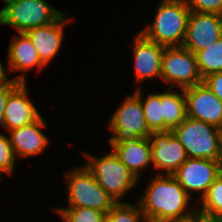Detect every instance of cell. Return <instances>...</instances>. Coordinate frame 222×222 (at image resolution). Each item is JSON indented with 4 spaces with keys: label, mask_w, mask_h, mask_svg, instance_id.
I'll return each mask as SVG.
<instances>
[{
    "label": "cell",
    "mask_w": 222,
    "mask_h": 222,
    "mask_svg": "<svg viewBox=\"0 0 222 222\" xmlns=\"http://www.w3.org/2000/svg\"><path fill=\"white\" fill-rule=\"evenodd\" d=\"M190 12L185 0H161L152 24L143 28L141 33L165 47L182 46Z\"/></svg>",
    "instance_id": "obj_2"
},
{
    "label": "cell",
    "mask_w": 222,
    "mask_h": 222,
    "mask_svg": "<svg viewBox=\"0 0 222 222\" xmlns=\"http://www.w3.org/2000/svg\"><path fill=\"white\" fill-rule=\"evenodd\" d=\"M112 133L109 143L149 138L152 133L146 124L140 98L134 93L127 96L109 121Z\"/></svg>",
    "instance_id": "obj_7"
},
{
    "label": "cell",
    "mask_w": 222,
    "mask_h": 222,
    "mask_svg": "<svg viewBox=\"0 0 222 222\" xmlns=\"http://www.w3.org/2000/svg\"><path fill=\"white\" fill-rule=\"evenodd\" d=\"M63 222H104L106 214L86 207L54 208Z\"/></svg>",
    "instance_id": "obj_24"
},
{
    "label": "cell",
    "mask_w": 222,
    "mask_h": 222,
    "mask_svg": "<svg viewBox=\"0 0 222 222\" xmlns=\"http://www.w3.org/2000/svg\"><path fill=\"white\" fill-rule=\"evenodd\" d=\"M110 151L98 158L85 153L84 156L88 158L85 167L92 173L97 183L118 203L139 180L115 153Z\"/></svg>",
    "instance_id": "obj_4"
},
{
    "label": "cell",
    "mask_w": 222,
    "mask_h": 222,
    "mask_svg": "<svg viewBox=\"0 0 222 222\" xmlns=\"http://www.w3.org/2000/svg\"><path fill=\"white\" fill-rule=\"evenodd\" d=\"M186 99V115L222 130V101L204 82L183 89Z\"/></svg>",
    "instance_id": "obj_10"
},
{
    "label": "cell",
    "mask_w": 222,
    "mask_h": 222,
    "mask_svg": "<svg viewBox=\"0 0 222 222\" xmlns=\"http://www.w3.org/2000/svg\"><path fill=\"white\" fill-rule=\"evenodd\" d=\"M183 145L188 158L222 160V130L186 116L172 130Z\"/></svg>",
    "instance_id": "obj_3"
},
{
    "label": "cell",
    "mask_w": 222,
    "mask_h": 222,
    "mask_svg": "<svg viewBox=\"0 0 222 222\" xmlns=\"http://www.w3.org/2000/svg\"><path fill=\"white\" fill-rule=\"evenodd\" d=\"M222 172V160L188 158L172 175L191 197L200 192V199Z\"/></svg>",
    "instance_id": "obj_9"
},
{
    "label": "cell",
    "mask_w": 222,
    "mask_h": 222,
    "mask_svg": "<svg viewBox=\"0 0 222 222\" xmlns=\"http://www.w3.org/2000/svg\"><path fill=\"white\" fill-rule=\"evenodd\" d=\"M10 80L11 79H8L7 71L0 61V86L7 84Z\"/></svg>",
    "instance_id": "obj_29"
},
{
    "label": "cell",
    "mask_w": 222,
    "mask_h": 222,
    "mask_svg": "<svg viewBox=\"0 0 222 222\" xmlns=\"http://www.w3.org/2000/svg\"><path fill=\"white\" fill-rule=\"evenodd\" d=\"M132 54L134 69L138 83L150 79L161 78V65L164 47L148 40L141 32L133 37Z\"/></svg>",
    "instance_id": "obj_13"
},
{
    "label": "cell",
    "mask_w": 222,
    "mask_h": 222,
    "mask_svg": "<svg viewBox=\"0 0 222 222\" xmlns=\"http://www.w3.org/2000/svg\"><path fill=\"white\" fill-rule=\"evenodd\" d=\"M161 79L165 83L179 86L180 89L203 82L196 55L183 46L164 47Z\"/></svg>",
    "instance_id": "obj_8"
},
{
    "label": "cell",
    "mask_w": 222,
    "mask_h": 222,
    "mask_svg": "<svg viewBox=\"0 0 222 222\" xmlns=\"http://www.w3.org/2000/svg\"><path fill=\"white\" fill-rule=\"evenodd\" d=\"M141 91L142 90L138 87L135 94L141 100L148 129L151 132L165 131V123L161 105V93H151L143 98Z\"/></svg>",
    "instance_id": "obj_20"
},
{
    "label": "cell",
    "mask_w": 222,
    "mask_h": 222,
    "mask_svg": "<svg viewBox=\"0 0 222 222\" xmlns=\"http://www.w3.org/2000/svg\"><path fill=\"white\" fill-rule=\"evenodd\" d=\"M65 174L67 207L92 208L107 214L116 204L85 166L76 167Z\"/></svg>",
    "instance_id": "obj_5"
},
{
    "label": "cell",
    "mask_w": 222,
    "mask_h": 222,
    "mask_svg": "<svg viewBox=\"0 0 222 222\" xmlns=\"http://www.w3.org/2000/svg\"><path fill=\"white\" fill-rule=\"evenodd\" d=\"M8 137L0 134V170L10 175L15 168L16 156Z\"/></svg>",
    "instance_id": "obj_25"
},
{
    "label": "cell",
    "mask_w": 222,
    "mask_h": 222,
    "mask_svg": "<svg viewBox=\"0 0 222 222\" xmlns=\"http://www.w3.org/2000/svg\"><path fill=\"white\" fill-rule=\"evenodd\" d=\"M111 150L119 160L136 176L151 163V144L149 138L110 143Z\"/></svg>",
    "instance_id": "obj_17"
},
{
    "label": "cell",
    "mask_w": 222,
    "mask_h": 222,
    "mask_svg": "<svg viewBox=\"0 0 222 222\" xmlns=\"http://www.w3.org/2000/svg\"><path fill=\"white\" fill-rule=\"evenodd\" d=\"M63 13L55 22L29 29L25 32L36 48L40 60L47 66L59 52L64 36V26L68 22Z\"/></svg>",
    "instance_id": "obj_14"
},
{
    "label": "cell",
    "mask_w": 222,
    "mask_h": 222,
    "mask_svg": "<svg viewBox=\"0 0 222 222\" xmlns=\"http://www.w3.org/2000/svg\"><path fill=\"white\" fill-rule=\"evenodd\" d=\"M46 122L40 116L36 121L20 128L9 130L10 144L17 158L29 157L42 153L49 145L48 137L41 131Z\"/></svg>",
    "instance_id": "obj_16"
},
{
    "label": "cell",
    "mask_w": 222,
    "mask_h": 222,
    "mask_svg": "<svg viewBox=\"0 0 222 222\" xmlns=\"http://www.w3.org/2000/svg\"><path fill=\"white\" fill-rule=\"evenodd\" d=\"M203 82L222 101V71L209 74L203 78Z\"/></svg>",
    "instance_id": "obj_28"
},
{
    "label": "cell",
    "mask_w": 222,
    "mask_h": 222,
    "mask_svg": "<svg viewBox=\"0 0 222 222\" xmlns=\"http://www.w3.org/2000/svg\"><path fill=\"white\" fill-rule=\"evenodd\" d=\"M190 11L200 13H216L222 12V0H185Z\"/></svg>",
    "instance_id": "obj_26"
},
{
    "label": "cell",
    "mask_w": 222,
    "mask_h": 222,
    "mask_svg": "<svg viewBox=\"0 0 222 222\" xmlns=\"http://www.w3.org/2000/svg\"><path fill=\"white\" fill-rule=\"evenodd\" d=\"M8 67L10 72L29 71L34 67L41 71L46 65L40 60L36 48L25 33H18L8 46Z\"/></svg>",
    "instance_id": "obj_18"
},
{
    "label": "cell",
    "mask_w": 222,
    "mask_h": 222,
    "mask_svg": "<svg viewBox=\"0 0 222 222\" xmlns=\"http://www.w3.org/2000/svg\"><path fill=\"white\" fill-rule=\"evenodd\" d=\"M173 88L175 87L171 85L169 87V91L161 92V105L165 131H172L180 125L187 116L184 91L181 89L182 93H177V91L173 90Z\"/></svg>",
    "instance_id": "obj_19"
},
{
    "label": "cell",
    "mask_w": 222,
    "mask_h": 222,
    "mask_svg": "<svg viewBox=\"0 0 222 222\" xmlns=\"http://www.w3.org/2000/svg\"><path fill=\"white\" fill-rule=\"evenodd\" d=\"M2 173H3V172L0 170V179H2V177H1Z\"/></svg>",
    "instance_id": "obj_34"
},
{
    "label": "cell",
    "mask_w": 222,
    "mask_h": 222,
    "mask_svg": "<svg viewBox=\"0 0 222 222\" xmlns=\"http://www.w3.org/2000/svg\"><path fill=\"white\" fill-rule=\"evenodd\" d=\"M3 25L13 27L18 33L55 22L63 12L45 0H2Z\"/></svg>",
    "instance_id": "obj_6"
},
{
    "label": "cell",
    "mask_w": 222,
    "mask_h": 222,
    "mask_svg": "<svg viewBox=\"0 0 222 222\" xmlns=\"http://www.w3.org/2000/svg\"><path fill=\"white\" fill-rule=\"evenodd\" d=\"M200 76L205 78L209 74L222 71V38L196 54Z\"/></svg>",
    "instance_id": "obj_22"
},
{
    "label": "cell",
    "mask_w": 222,
    "mask_h": 222,
    "mask_svg": "<svg viewBox=\"0 0 222 222\" xmlns=\"http://www.w3.org/2000/svg\"><path fill=\"white\" fill-rule=\"evenodd\" d=\"M138 206L127 202H118L106 214L104 222H147L139 203Z\"/></svg>",
    "instance_id": "obj_23"
},
{
    "label": "cell",
    "mask_w": 222,
    "mask_h": 222,
    "mask_svg": "<svg viewBox=\"0 0 222 222\" xmlns=\"http://www.w3.org/2000/svg\"><path fill=\"white\" fill-rule=\"evenodd\" d=\"M200 200L201 208H196L197 215L207 219L222 220V172Z\"/></svg>",
    "instance_id": "obj_21"
},
{
    "label": "cell",
    "mask_w": 222,
    "mask_h": 222,
    "mask_svg": "<svg viewBox=\"0 0 222 222\" xmlns=\"http://www.w3.org/2000/svg\"><path fill=\"white\" fill-rule=\"evenodd\" d=\"M188 222H196V216L191 221Z\"/></svg>",
    "instance_id": "obj_33"
},
{
    "label": "cell",
    "mask_w": 222,
    "mask_h": 222,
    "mask_svg": "<svg viewBox=\"0 0 222 222\" xmlns=\"http://www.w3.org/2000/svg\"><path fill=\"white\" fill-rule=\"evenodd\" d=\"M151 163L155 169L165 170V175H172L187 159L186 151L172 131L152 132Z\"/></svg>",
    "instance_id": "obj_11"
},
{
    "label": "cell",
    "mask_w": 222,
    "mask_h": 222,
    "mask_svg": "<svg viewBox=\"0 0 222 222\" xmlns=\"http://www.w3.org/2000/svg\"><path fill=\"white\" fill-rule=\"evenodd\" d=\"M220 20H221V28H222V12L219 14Z\"/></svg>",
    "instance_id": "obj_32"
},
{
    "label": "cell",
    "mask_w": 222,
    "mask_h": 222,
    "mask_svg": "<svg viewBox=\"0 0 222 222\" xmlns=\"http://www.w3.org/2000/svg\"><path fill=\"white\" fill-rule=\"evenodd\" d=\"M196 222H222V220L207 219L199 215H196Z\"/></svg>",
    "instance_id": "obj_30"
},
{
    "label": "cell",
    "mask_w": 222,
    "mask_h": 222,
    "mask_svg": "<svg viewBox=\"0 0 222 222\" xmlns=\"http://www.w3.org/2000/svg\"><path fill=\"white\" fill-rule=\"evenodd\" d=\"M0 24L3 25V9L0 10Z\"/></svg>",
    "instance_id": "obj_31"
},
{
    "label": "cell",
    "mask_w": 222,
    "mask_h": 222,
    "mask_svg": "<svg viewBox=\"0 0 222 222\" xmlns=\"http://www.w3.org/2000/svg\"><path fill=\"white\" fill-rule=\"evenodd\" d=\"M221 38L219 14L190 12L183 47L196 54Z\"/></svg>",
    "instance_id": "obj_12"
},
{
    "label": "cell",
    "mask_w": 222,
    "mask_h": 222,
    "mask_svg": "<svg viewBox=\"0 0 222 222\" xmlns=\"http://www.w3.org/2000/svg\"><path fill=\"white\" fill-rule=\"evenodd\" d=\"M26 82L25 73L12 78L7 84L0 86V125L4 127V111L9 94L21 83Z\"/></svg>",
    "instance_id": "obj_27"
},
{
    "label": "cell",
    "mask_w": 222,
    "mask_h": 222,
    "mask_svg": "<svg viewBox=\"0 0 222 222\" xmlns=\"http://www.w3.org/2000/svg\"><path fill=\"white\" fill-rule=\"evenodd\" d=\"M139 205L147 222H188L197 210H188L191 197L173 177L158 173L143 191Z\"/></svg>",
    "instance_id": "obj_1"
},
{
    "label": "cell",
    "mask_w": 222,
    "mask_h": 222,
    "mask_svg": "<svg viewBox=\"0 0 222 222\" xmlns=\"http://www.w3.org/2000/svg\"><path fill=\"white\" fill-rule=\"evenodd\" d=\"M26 82H21L8 96L4 111V128L13 130L36 121L41 114L28 97Z\"/></svg>",
    "instance_id": "obj_15"
}]
</instances>
